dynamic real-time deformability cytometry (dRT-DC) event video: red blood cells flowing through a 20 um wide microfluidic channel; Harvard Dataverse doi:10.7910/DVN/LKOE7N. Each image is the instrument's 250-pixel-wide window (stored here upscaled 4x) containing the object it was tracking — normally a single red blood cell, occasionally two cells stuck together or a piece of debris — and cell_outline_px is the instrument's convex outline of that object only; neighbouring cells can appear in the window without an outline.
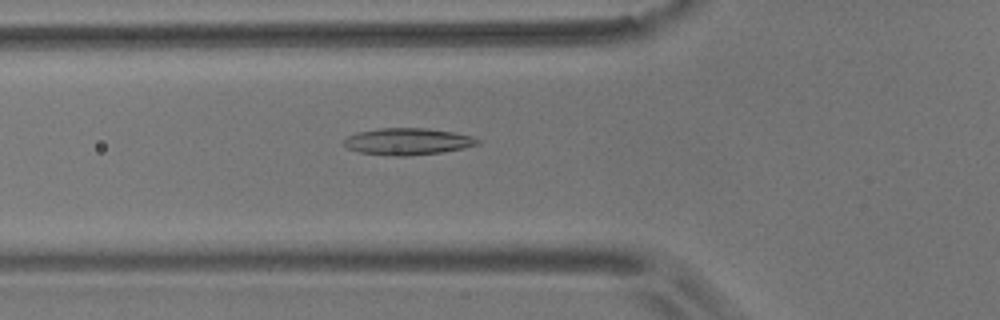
{"species": "common noctule bat (a hibernating species)", "species_latin": "Nyctalus noctula", "temperature_condition": "room temperature", "stored_images_in_passage": 39, "camera_frame_rate_fps": 3000, "um_per_image_px": 0.085, "animal": {"sex": "male", "body_mass_g": 17.9}, "frame": {"image": 1, "passage_image": 3, "time_ms": 0.667, "image_size_px": [1000, 320], "cell_outline_px": [[480, 144], [464, 148], [440, 152], [408, 156], [388, 156], [360, 152], [348, 148], [340, 144], [348, 136], [356, 132], [376, 128], [428, 128], [452, 132], [472, 136], [480, 140]], "centroid_in_image_um": [34.61, 12.02], "position_along_channel_um": 91.2, "area_um2": 21.04}}
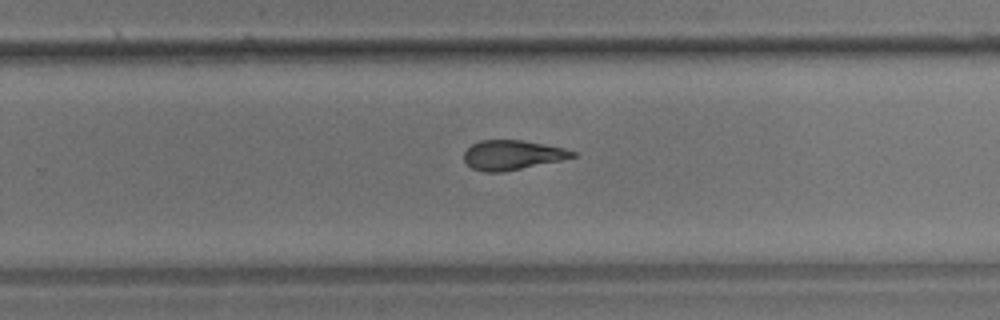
{"frame": {"image": 2, "passage_image": 19, "time_ms": 6.0, "image_size_px": [1000, 320], "cell_outline_px": [[576, 156], [560, 160], [504, 172], [484, 172], [472, 168], [464, 160], [464, 152], [472, 144], [480, 140], [524, 140], [564, 148], [576, 152]], "centroid_in_image_um": [43.53, 13.17], "position_along_channel_um": 286.3, "area_um2": 18.61}}
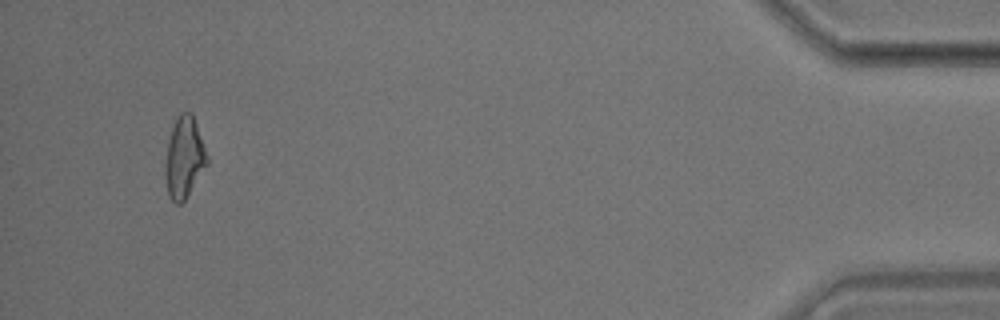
{"frame": {"image": 3, "passage_image": 36, "time_ms": 11.667, "image_size_px": [1000, 320], "cell_outline_px": [[208, 164], [184, 200], [180, 204], [176, 204], [168, 196], [164, 176], [164, 164], [168, 140], [176, 116], [180, 112], [192, 112], [208, 156]], "centroid_in_image_um": [15.64, 13.39], "position_along_channel_um": 419.6, "area_um2": 19.94}, "authors_computed_cell_mechanics": {"area_um2": 19.5942, "velocity_mm_per_s": 3.6582, "shape_relaxation_time_tau1_ms": 11.1933, "shape_relaxation_time_tau2_ms": 3.1059, "deformation_change_tau1": 0.256, "deformation_change_tau2": 0.1242}}